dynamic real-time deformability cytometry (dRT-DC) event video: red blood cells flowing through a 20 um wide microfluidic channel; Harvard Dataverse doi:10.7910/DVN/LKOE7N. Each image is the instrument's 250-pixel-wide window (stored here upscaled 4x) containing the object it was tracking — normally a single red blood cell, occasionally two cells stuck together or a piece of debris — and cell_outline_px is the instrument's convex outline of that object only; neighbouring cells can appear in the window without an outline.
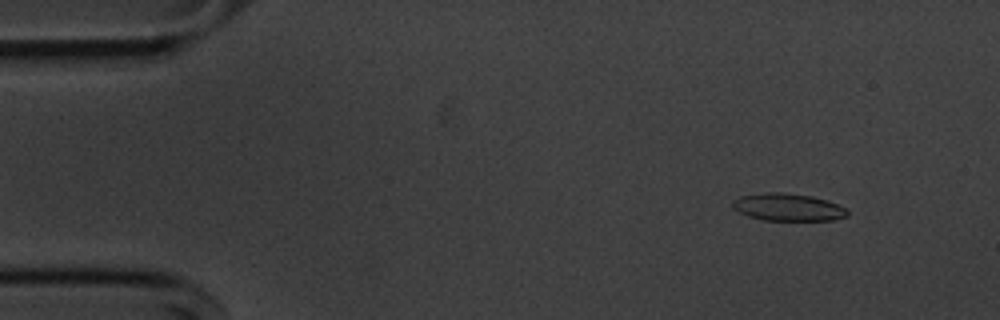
{"species": "common noctule bat (a hibernating species)", "species_latin": "Nyctalus noctula", "temperature_condition": "cold", "stored_images_in_passage": 55, "camera_frame_rate_fps": 3000, "um_per_image_px": 0.085, "animal": {"sex": "male", "body_mass_g": 20.1, "forearm_length_mm": 53.5}, "frame": {"image": 1, "passage_image": 6, "time_ms": 1.667, "image_size_px": [1000, 320], "cell_outline_px": [[848, 216], [832, 220], [764, 220], [748, 216], [732, 208], [732, 200], [740, 196], [768, 192], [784, 192], [812, 196], [828, 200], [844, 208], [848, 212]], "centroid_in_image_um": [66.96, 17.6], "position_along_channel_um": 18.0, "area_um2": 18.32}}
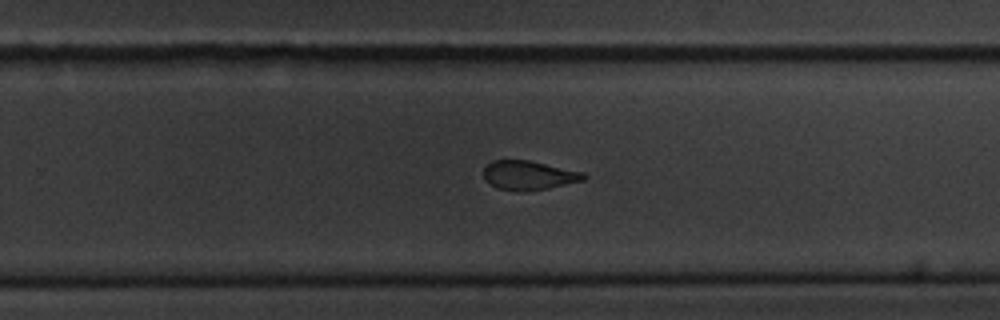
{"frame": {"image": 2, "passage_image": 35, "time_ms": 11.333, "image_size_px": [1000, 320], "cell_outline_px": [[588, 176], [584, 180], [548, 188], [496, 188], [484, 176], [484, 168], [492, 160], [528, 160], [584, 172]], "centroid_in_image_um": [45.0, 14.84], "position_along_channel_um": 284.8, "area_um2": 16.13}}
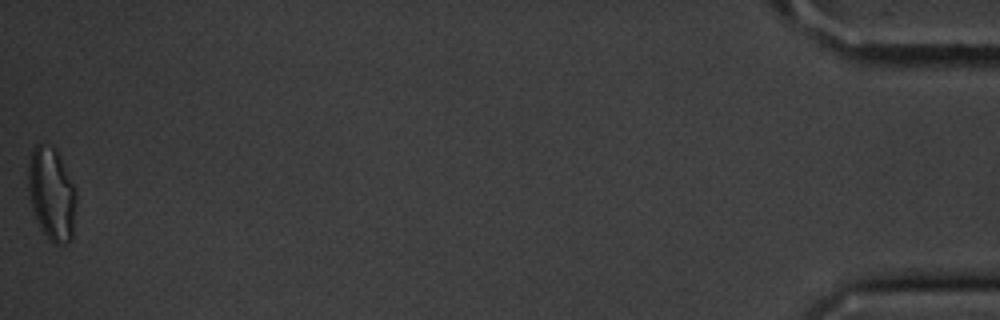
{"frame": {"image": 3, "passage_image": 55, "time_ms": 18.0, "image_size_px": [1000, 320], "cell_outline_px": [[76, 204], [72, 240], [64, 244], [52, 244], [48, 240], [32, 212], [28, 192], [28, 168], [32, 148], [36, 144], [40, 144], [52, 148], [56, 152], [76, 192]], "centroid_in_image_um": [4.37, 16.57], "position_along_channel_um": 430.8, "area_um2": 25.72}, "authors_computed_cell_mechanics": {"area_um2": 18.6694, "velocity_mm_per_s": 3.6474, "shape_relaxation_time_tau1_ms": 3.6747, "shape_relaxation_time_tau2_ms": 3.5506, "deformation_change_tau1": 0.1285, "deformation_change_tau2": 0.1189}}